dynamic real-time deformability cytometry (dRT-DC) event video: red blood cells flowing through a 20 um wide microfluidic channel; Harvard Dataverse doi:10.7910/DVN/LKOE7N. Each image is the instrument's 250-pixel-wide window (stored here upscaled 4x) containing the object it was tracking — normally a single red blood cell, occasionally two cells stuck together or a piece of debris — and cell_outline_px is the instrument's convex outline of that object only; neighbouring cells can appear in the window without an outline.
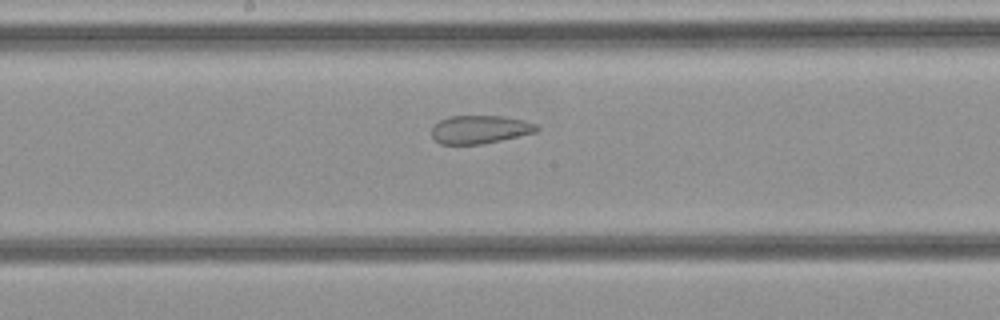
{"species": "common noctule bat (a hibernating species)", "species_latin": "Nyctalus noctula", "temperature_condition": "cold", "stored_images_in_passage": 27, "camera_frame_rate_fps": 3000, "um_per_image_px": 0.085, "animal": {"sex": "female", "body_mass_g": 21.9}, "frame": {"image": 1, "passage_image": 16, "time_ms": 5.0, "image_size_px": [1000, 320], "cell_outline_px": [[540, 128], [536, 132], [484, 144], [440, 144], [432, 136], [432, 128], [440, 120], [448, 116], [500, 116], [524, 120], [536, 124]], "centroid_in_image_um": [40.8, 11.0], "position_along_channel_um": 207.4, "area_um2": 17.22}}